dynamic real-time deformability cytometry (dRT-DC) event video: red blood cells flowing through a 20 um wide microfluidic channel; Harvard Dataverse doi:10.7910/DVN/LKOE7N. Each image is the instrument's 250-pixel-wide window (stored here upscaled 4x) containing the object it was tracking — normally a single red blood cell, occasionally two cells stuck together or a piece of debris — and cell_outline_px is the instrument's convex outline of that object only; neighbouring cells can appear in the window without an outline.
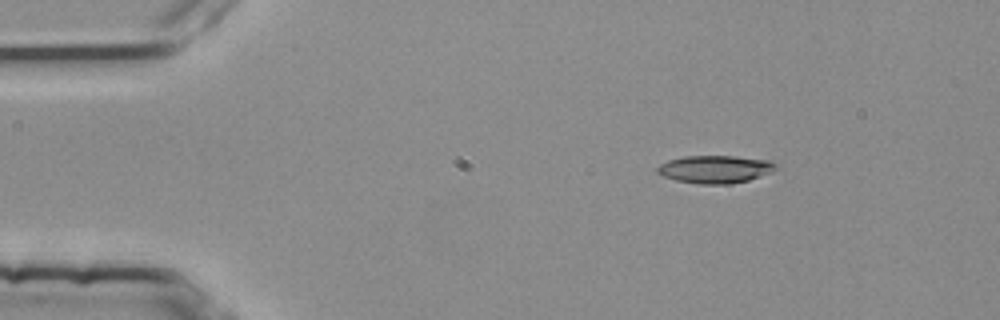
{"species": "common noctule bat (a hibernating species)", "species_latin": "Nyctalus noctula", "temperature_condition": "room temperature", "stored_images_in_passage": 3, "camera_frame_rate_fps": 3000, "um_per_image_px": 0.085, "animal": {"sex": "female", "body_mass_g": 25.1}, "frame": {"image": 1, "passage_image": 1, "time_ms": 0.0, "image_size_px": [1000, 320], "cell_outline_px": [[776, 168], [768, 172], [748, 180], [728, 184], [700, 184], [676, 180], [664, 176], [656, 172], [656, 168], [660, 164], [668, 160], [684, 156], [732, 156], [768, 160], [776, 164]], "centroid_in_image_um": [60.72, 14.38], "position_along_channel_um": 24.3, "area_um2": 18.84}}
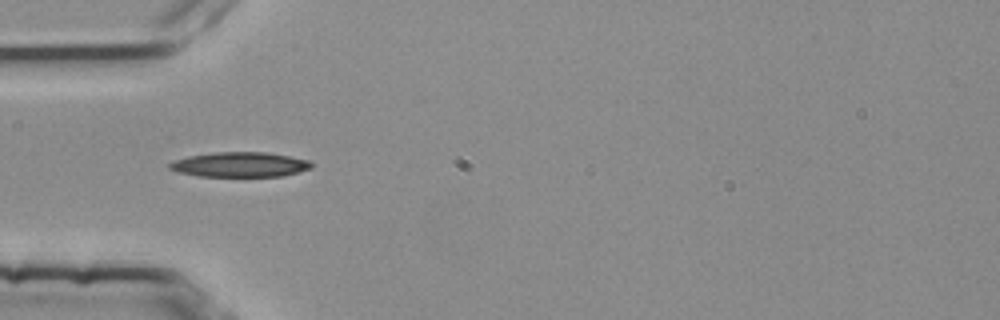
{"frame": {"image": 2, "passage_image": 3, "time_ms": 0.667, "image_size_px": [1000, 320], "cell_outline_px": [[312, 168], [280, 176], [200, 176], [180, 172], [168, 168], [168, 164], [172, 160], [188, 156], [212, 152], [268, 152], [312, 160]], "centroid_in_image_um": [20.39, 13.97], "position_along_channel_um": 64.6, "area_um2": 20.63}}